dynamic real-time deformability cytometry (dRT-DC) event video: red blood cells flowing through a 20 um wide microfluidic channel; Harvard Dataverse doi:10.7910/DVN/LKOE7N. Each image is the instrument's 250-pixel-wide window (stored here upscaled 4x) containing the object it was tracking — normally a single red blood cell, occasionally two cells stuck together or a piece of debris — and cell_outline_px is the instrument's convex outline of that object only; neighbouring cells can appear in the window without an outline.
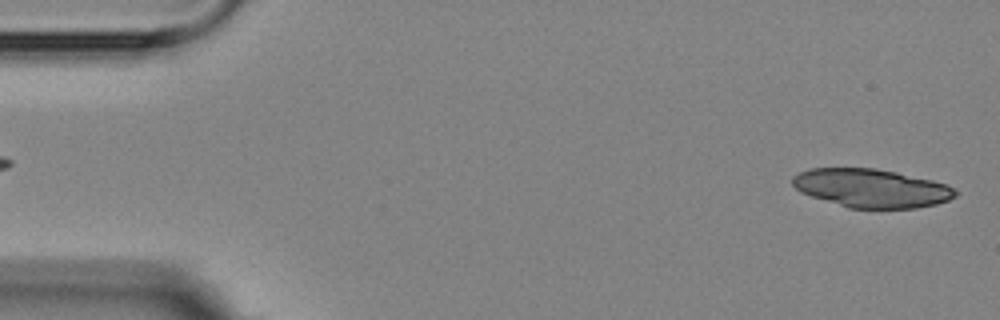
{"species": "Egyptian fruit bat (a non-hibernating species)", "species_latin": "Rousettus aegyptiacus", "temperature_condition": "room temperature", "stored_images_in_passage": 5, "segment_of_instrument_passage": [2, 2], "camera_frame_rate_fps": 3000, "um_per_image_px": 0.085, "animal": {"sex": "female"}, "frame": {"image": 1, "passage_image": 5, "time_ms": 4.667, "image_size_px": [1000, 320], "cell_outline_px": [[960, 192], [956, 196], [948, 200], [936, 204], [916, 208], [848, 208], [800, 192], [792, 184], [792, 176], [808, 168], [876, 168], [896, 172], [932, 180], [944, 184]], "centroid_in_image_um": [74.06, 15.99], "position_along_channel_um": 10.9, "area_um2": 36.47}}